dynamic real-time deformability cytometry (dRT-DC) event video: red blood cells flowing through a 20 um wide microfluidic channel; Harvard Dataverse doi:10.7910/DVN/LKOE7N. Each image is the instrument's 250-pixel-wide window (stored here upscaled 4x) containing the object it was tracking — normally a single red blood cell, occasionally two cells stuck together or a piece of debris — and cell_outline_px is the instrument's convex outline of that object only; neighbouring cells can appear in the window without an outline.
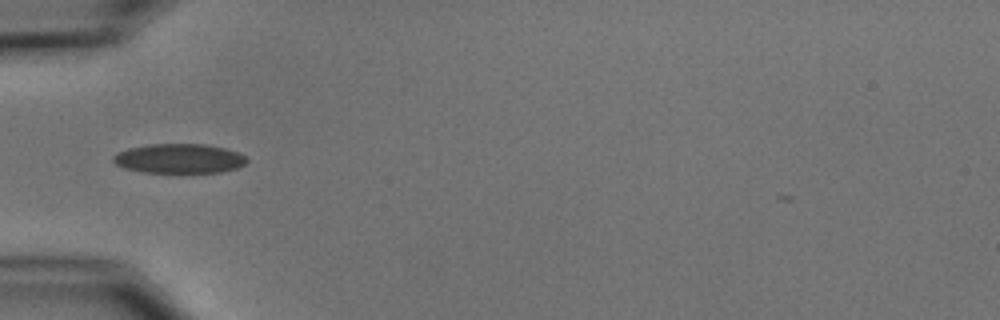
{"species": "common noctule bat (a hibernating species)", "species_latin": "Nyctalus noctula", "temperature_condition": "cold", "stored_images_in_passage": 3, "camera_frame_rate_fps": 3000, "um_per_image_px": 0.085, "animal": {"sex": "male", "body_mass_g": 15.6}, "frame": {"image": 1, "passage_image": 1, "time_ms": 0.0, "image_size_px": [1000, 320], "cell_outline_px": [[248, 160], [244, 164], [236, 168], [220, 172], [144, 172], [124, 168], [116, 164], [112, 160], [112, 156], [116, 152], [128, 148], [152, 144], [204, 144], [224, 148], [236, 152], [244, 156]], "centroid_in_image_um": [15.18, 13.47], "position_along_channel_um": 69.8, "area_um2": 22.77}}